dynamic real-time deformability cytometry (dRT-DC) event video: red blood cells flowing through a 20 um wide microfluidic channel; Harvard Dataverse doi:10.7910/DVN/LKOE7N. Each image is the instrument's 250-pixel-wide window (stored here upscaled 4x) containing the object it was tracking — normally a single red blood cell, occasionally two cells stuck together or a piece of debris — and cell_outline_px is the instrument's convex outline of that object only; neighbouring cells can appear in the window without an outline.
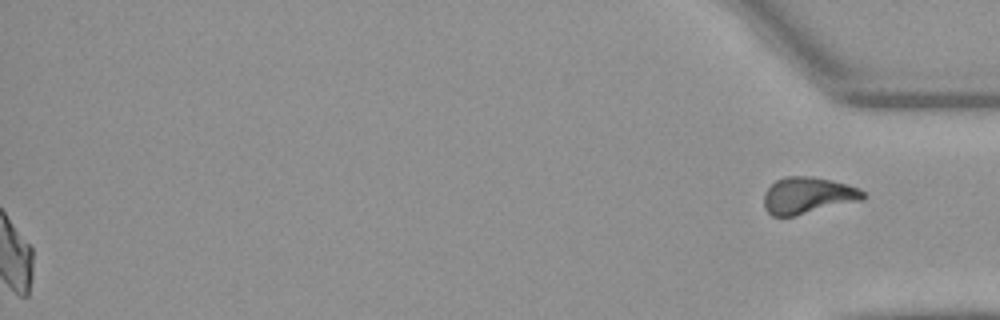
{"species": "Egyptian fruit bat (a non-hibernating species)", "species_latin": "Rousettus aegyptiacus", "temperature_condition": "warm", "stored_images_in_passage": 50, "segment_of_instrument_passage": [2, 2], "camera_frame_rate_fps": 3000, "um_per_image_px": 0.085, "animal": {"sex": "female"}, "frame": {"image": 1, "passage_image": 50, "time_ms": 16.333, "image_size_px": [1000, 320], "cell_outline_px": [[868, 196], [860, 200], [792, 216], [772, 216], [764, 208], [764, 192], [776, 180], [784, 176], [812, 176], [832, 180], [848, 184], [864, 192]], "centroid_in_image_um": [68.63, 16.59], "position_along_channel_um": 366.6, "area_um2": 20.98}}